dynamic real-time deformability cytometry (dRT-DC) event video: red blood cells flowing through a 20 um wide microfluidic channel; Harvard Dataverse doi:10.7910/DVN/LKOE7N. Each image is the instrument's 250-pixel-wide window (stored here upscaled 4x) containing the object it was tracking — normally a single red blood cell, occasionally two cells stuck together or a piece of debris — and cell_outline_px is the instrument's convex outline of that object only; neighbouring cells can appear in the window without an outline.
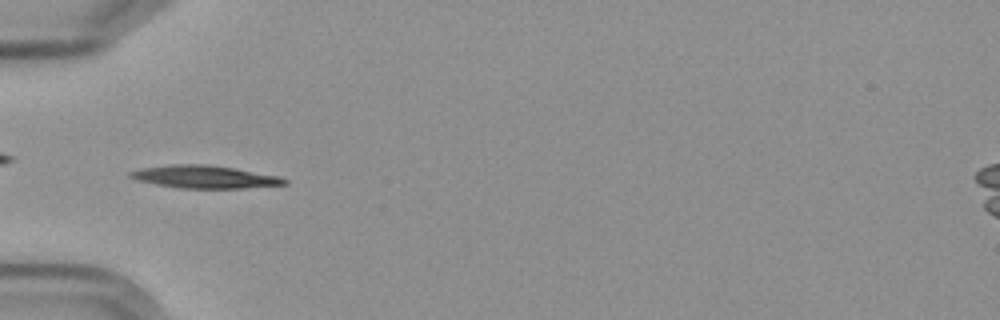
{"species": "Egyptian fruit bat (a non-hibernating species)", "species_latin": "Rousettus aegyptiacus", "temperature_condition": "cold", "stored_images_in_passage": 9, "camera_frame_rate_fps": 3000, "um_per_image_px": 0.085, "frame": {"image": 1, "passage_image": 6, "time_ms": 5.667, "image_size_px": [1000, 320], "cell_outline_px": [[288, 184], [244, 188], [180, 188], [156, 184], [140, 180], [128, 176], [128, 172], [140, 168], [172, 164], [204, 164], [232, 168], [280, 176], [288, 180]], "centroid_in_image_um": [17.4, 15.03], "position_along_channel_um": 67.6, "area_um2": 20.23}}
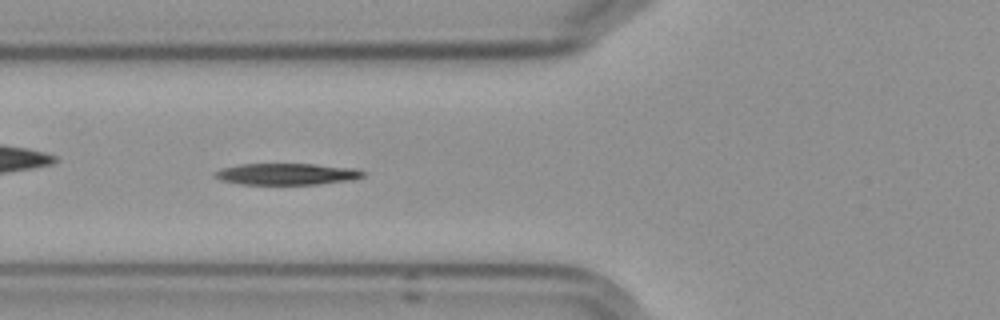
{"frame": {"image": 2, "passage_image": 7, "time_ms": 6.667, "image_size_px": [1000, 320], "cell_outline_px": [[364, 176], [352, 180], [316, 184], [240, 184], [220, 180], [212, 176], [212, 172], [220, 168], [240, 164], [316, 164], [356, 168], [364, 172]], "centroid_in_image_um": [24.32, 14.79], "position_along_channel_um": 101.5, "area_um2": 18.73}}
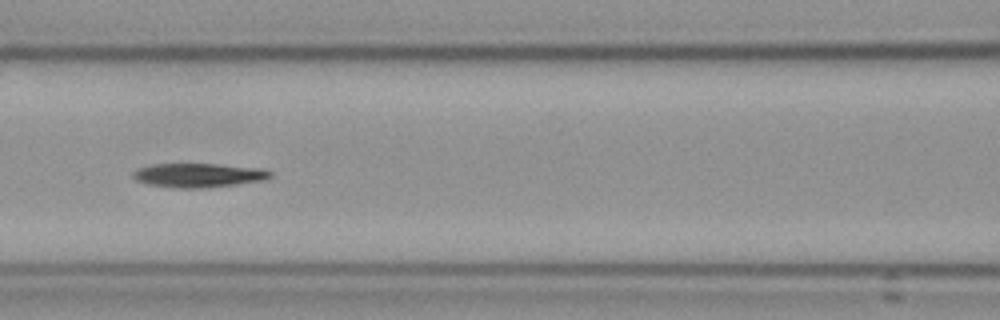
{"frame": {"image": 3, "passage_image": 8, "time_ms": 8.0, "image_size_px": [1000, 320], "cell_outline_px": [[272, 176], [264, 180], [236, 184], [204, 188], [176, 188], [148, 184], [136, 180], [132, 176], [132, 172], [136, 168], [152, 164], [216, 164], [260, 168], [272, 172]], "centroid_in_image_um": [16.84, 14.89], "position_along_channel_um": 149.8, "area_um2": 19.25}}